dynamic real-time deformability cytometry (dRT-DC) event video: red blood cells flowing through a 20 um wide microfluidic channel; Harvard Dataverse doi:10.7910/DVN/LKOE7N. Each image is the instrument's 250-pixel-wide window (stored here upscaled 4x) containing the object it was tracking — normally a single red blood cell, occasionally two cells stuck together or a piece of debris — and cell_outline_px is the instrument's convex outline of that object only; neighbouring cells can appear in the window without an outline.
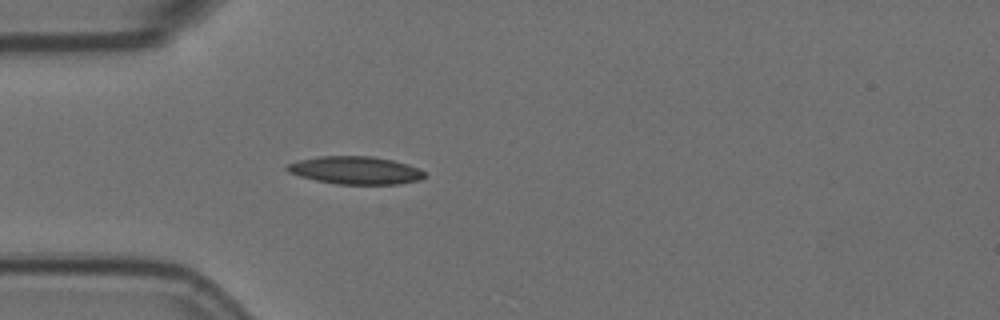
{"species": "Egyptian fruit bat (a non-hibernating species)", "species_latin": "Rousettus aegyptiacus", "temperature_condition": "room temperature", "stored_images_in_passage": 4, "camera_frame_rate_fps": 3000, "um_per_image_px": 0.085, "animal": {"sex": "female"}, "frame": {"image": 1, "passage_image": 4, "time_ms": 1.0, "image_size_px": [1000, 320], "cell_outline_px": [[424, 176], [420, 180], [400, 184], [336, 184], [316, 180], [300, 176], [288, 172], [284, 168], [288, 164], [300, 160], [320, 156], [372, 156], [392, 160], [408, 164], [424, 172]], "centroid_in_image_um": [30.2, 14.48], "position_along_channel_um": 54.8, "area_um2": 22.14}}